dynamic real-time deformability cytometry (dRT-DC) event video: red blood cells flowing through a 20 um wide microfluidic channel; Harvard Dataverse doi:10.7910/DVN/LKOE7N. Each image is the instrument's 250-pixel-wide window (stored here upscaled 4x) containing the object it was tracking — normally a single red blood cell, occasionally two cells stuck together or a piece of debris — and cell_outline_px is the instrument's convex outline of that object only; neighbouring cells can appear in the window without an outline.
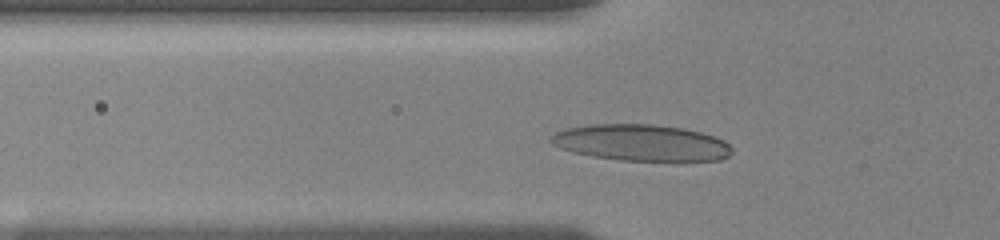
{"species": "human", "species_latin": "Homo sapiens", "temperature_condition": "room temperature", "stored_images_in_passage": 7, "camera_frame_rate_fps": 3000, "um_per_image_px": 0.085, "donor": {"sex": "female"}, "frame": {"image": 1, "passage_image": 6, "time_ms": 3.0, "image_size_px": [1000, 240], "cell_outline_px": [[732, 152], [728, 156], [720, 160], [684, 164], [620, 160], [592, 156], [572, 152], [560, 148], [552, 144], [548, 140], [556, 132], [564, 128], [588, 124], [656, 124], [684, 128], [700, 132], [724, 140], [732, 148]], "centroid_in_image_um": [54.57, 12.17], "position_along_channel_um": 71.2, "area_um2": 39.82}}